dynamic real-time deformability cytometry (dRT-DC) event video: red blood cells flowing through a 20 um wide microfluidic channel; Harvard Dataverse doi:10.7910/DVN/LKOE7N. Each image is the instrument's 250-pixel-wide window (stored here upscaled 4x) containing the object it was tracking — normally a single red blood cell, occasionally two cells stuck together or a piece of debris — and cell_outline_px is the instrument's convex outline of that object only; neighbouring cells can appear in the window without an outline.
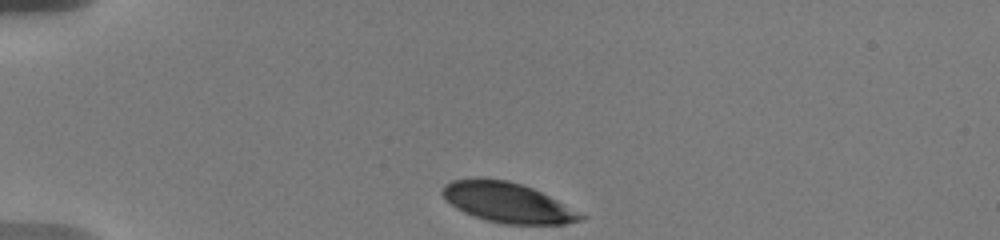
{"species": "human", "species_latin": "Homo sapiens", "temperature_condition": "warm", "stored_images_in_passage": 26, "camera_frame_rate_fps": 3000, "um_per_image_px": 0.085, "donor": {"sex": "male"}, "frame": {"image": 1, "passage_image": 1, "time_ms": 0.0, "image_size_px": [1000, 240], "cell_outline_px": [[588, 216], [580, 220], [564, 224], [504, 224], [488, 220], [464, 212], [456, 208], [440, 192], [444, 184], [452, 180], [476, 176], [480, 176], [508, 180], [532, 188]], "centroid_in_image_um": [43.1, 17.18], "position_along_channel_um": 41.9, "area_um2": 32.19}}
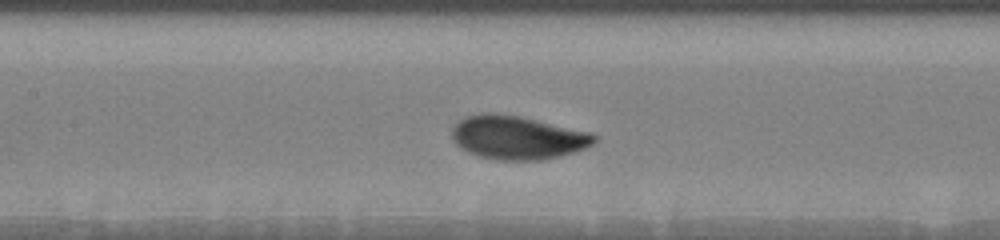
{"frame": {"image": 2, "passage_image": 9, "time_ms": 4.667, "image_size_px": [1000, 240], "cell_outline_px": [[596, 140], [592, 144], [576, 152], [544, 160], [496, 160], [480, 156], [468, 152], [460, 148], [452, 140], [452, 128], [464, 116], [480, 112], [496, 112], [520, 116], [592, 132], [596, 136]], "centroid_in_image_um": [43.97, 11.68], "position_along_channel_um": 163.4, "area_um2": 36.53}}
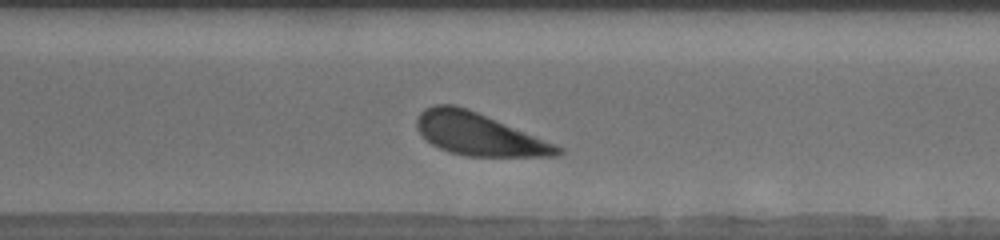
{"frame": {"image": 3, "passage_image": 18, "time_ms": 9.333, "image_size_px": [1000, 240], "cell_outline_px": [[564, 152], [556, 156], [464, 156], [440, 148], [432, 144], [416, 128], [416, 120], [420, 112], [424, 108], [432, 104], [456, 104], [468, 108], [556, 144], [564, 148]], "centroid_in_image_um": [40.69, 11.39], "position_along_channel_um": 329.9, "area_um2": 34.68}, "authors_computed_cell_mechanics": {"area_um2": 35.7204, "velocity_mm_per_s": 3.575, "shape_relaxation_time_tau1_ms": 1.6506, "shape_relaxation_time_tau2_ms": null, "deformation_change_tau1": 0.139, "deformation_change_tau2": null}}